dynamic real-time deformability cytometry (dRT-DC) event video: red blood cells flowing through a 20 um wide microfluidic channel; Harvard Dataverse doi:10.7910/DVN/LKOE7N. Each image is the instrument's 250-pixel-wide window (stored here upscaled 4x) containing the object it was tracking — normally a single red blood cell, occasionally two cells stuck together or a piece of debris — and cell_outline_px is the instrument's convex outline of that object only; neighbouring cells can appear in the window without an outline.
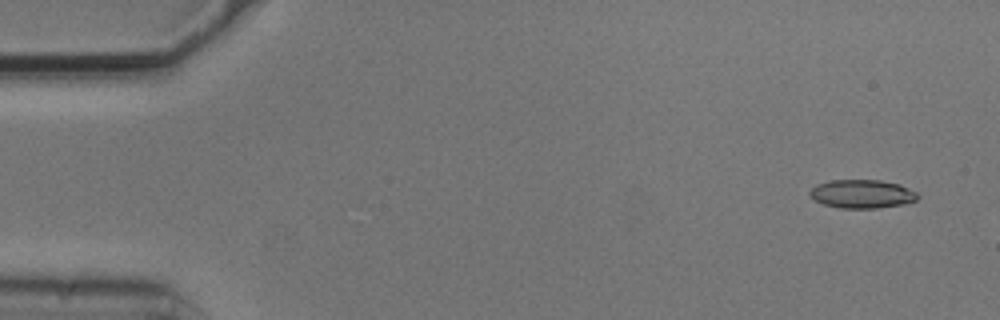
{"species": "common noctule bat (a hibernating species)", "species_latin": "Nyctalus noctula", "temperature_condition": "cold", "stored_images_in_passage": 4, "camera_frame_rate_fps": 3000, "um_per_image_px": 0.085, "animal": {"sex": "male", "body_mass_g": 20.5, "forearm_length_mm": 52.5}, "frame": {"image": 1, "passage_image": 1, "time_ms": 0.0, "image_size_px": [1000, 320], "cell_outline_px": [[920, 196], [916, 200], [900, 204], [876, 208], [840, 208], [824, 204], [816, 200], [808, 192], [816, 184], [832, 180], [880, 180], [900, 184], [916, 192]], "centroid_in_image_um": [73.27, 16.47], "position_along_channel_um": 11.7, "area_um2": 17.74}}